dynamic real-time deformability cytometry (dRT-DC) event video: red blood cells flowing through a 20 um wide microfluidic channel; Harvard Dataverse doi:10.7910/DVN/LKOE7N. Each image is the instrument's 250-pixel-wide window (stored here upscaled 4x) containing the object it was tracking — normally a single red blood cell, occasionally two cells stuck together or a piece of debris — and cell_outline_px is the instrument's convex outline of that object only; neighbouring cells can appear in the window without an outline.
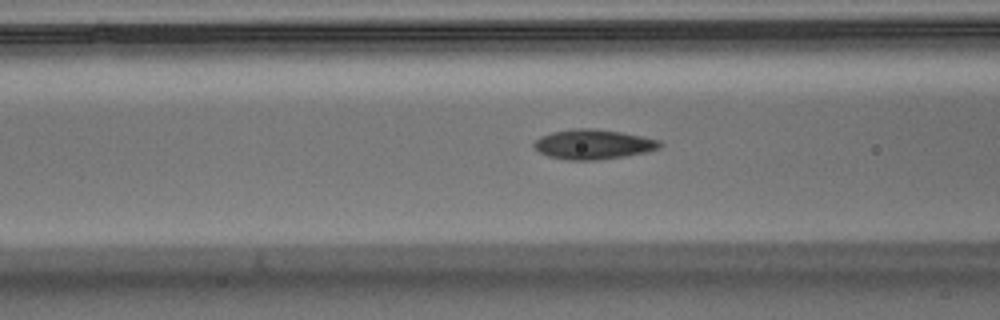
{"species": "Egyptian fruit bat (a non-hibernating species)", "species_latin": "Rousettus aegyptiacus", "temperature_condition": "warm", "stored_images_in_passage": 39, "camera_frame_rate_fps": 3000, "um_per_image_px": 0.085, "animal": {"sex": "male"}, "frame": {"image": 1, "passage_image": 11, "time_ms": 3.333, "image_size_px": [1000, 320], "cell_outline_px": [[664, 144], [660, 148], [648, 152], [624, 156], [596, 160], [568, 160], [548, 156], [540, 152], [532, 144], [540, 136], [552, 132], [572, 128], [596, 128], [620, 132], [660, 140]], "centroid_in_image_um": [50.44, 12.26], "position_along_channel_um": 116.2, "area_um2": 21.91}}
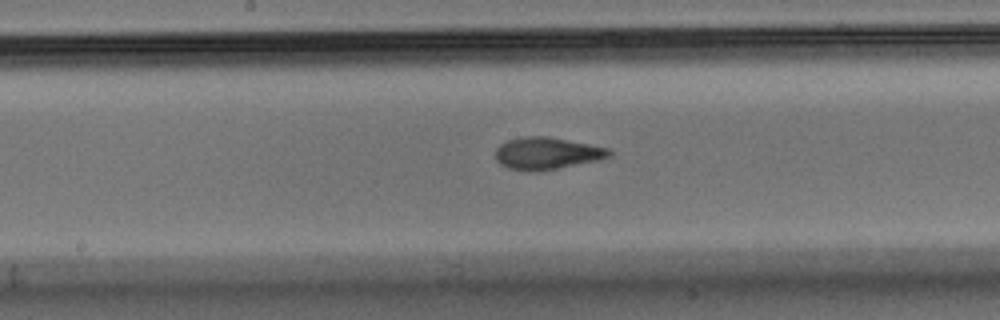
{"frame": {"image": 2, "passage_image": 18, "time_ms": 5.667, "image_size_px": [1000, 320], "cell_outline_px": [[612, 156], [600, 160], [556, 168], [508, 168], [500, 164], [496, 160], [496, 148], [500, 144], [508, 140], [524, 136], [548, 136], [608, 148], [612, 152]], "centroid_in_image_um": [46.52, 12.98], "position_along_channel_um": 201.7, "area_um2": 20.52}}
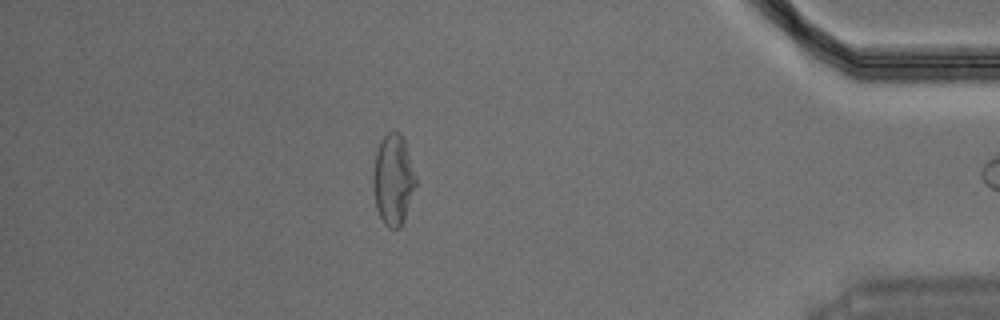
{"frame": {"image": 3, "passage_image": 38, "time_ms": 12.333, "image_size_px": [1000, 320], "cell_outline_px": [[416, 184], [404, 220], [400, 228], [388, 228], [384, 224], [376, 208], [376, 152], [384, 136], [388, 132], [400, 132], [404, 140], [416, 180]], "centroid_in_image_um": [33.46, 15.31], "position_along_channel_um": 401.7, "area_um2": 21.33}}